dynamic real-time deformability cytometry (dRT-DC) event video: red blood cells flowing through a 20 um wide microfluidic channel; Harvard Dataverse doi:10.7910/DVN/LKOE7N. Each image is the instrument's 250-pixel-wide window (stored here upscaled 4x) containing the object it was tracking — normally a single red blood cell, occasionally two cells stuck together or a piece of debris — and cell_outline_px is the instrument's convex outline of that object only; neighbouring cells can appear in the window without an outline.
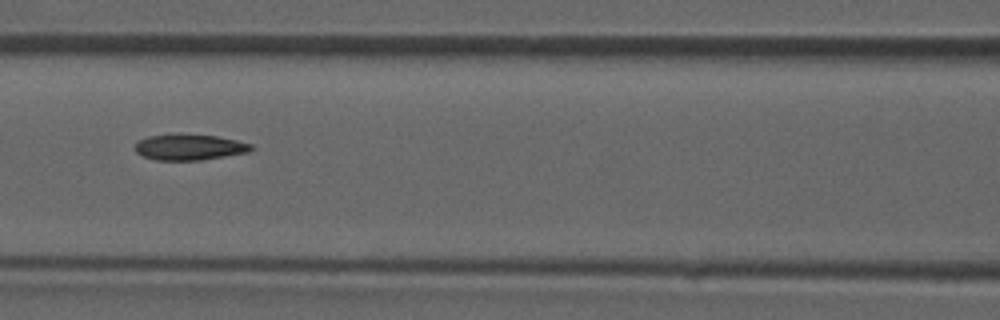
{"species": "common noctule bat (a hibernating species)", "species_latin": "Nyctalus noctula", "temperature_condition": "room temperature", "stored_images_in_passage": 47, "camera_frame_rate_fps": 3000, "um_per_image_px": 0.085, "animal": {"sex": "male", "forearm_length_mm": 52.5}, "frame": {"image": 1, "passage_image": 21, "time_ms": 6.667, "image_size_px": [1000, 320], "cell_outline_px": [[252, 148], [248, 152], [200, 160], [156, 160], [144, 156], [136, 152], [136, 144], [140, 140], [148, 136], [176, 132], [216, 136], [236, 140], [252, 144]], "centroid_in_image_um": [16.08, 12.48], "position_along_channel_um": 150.5, "area_um2": 17.63}}